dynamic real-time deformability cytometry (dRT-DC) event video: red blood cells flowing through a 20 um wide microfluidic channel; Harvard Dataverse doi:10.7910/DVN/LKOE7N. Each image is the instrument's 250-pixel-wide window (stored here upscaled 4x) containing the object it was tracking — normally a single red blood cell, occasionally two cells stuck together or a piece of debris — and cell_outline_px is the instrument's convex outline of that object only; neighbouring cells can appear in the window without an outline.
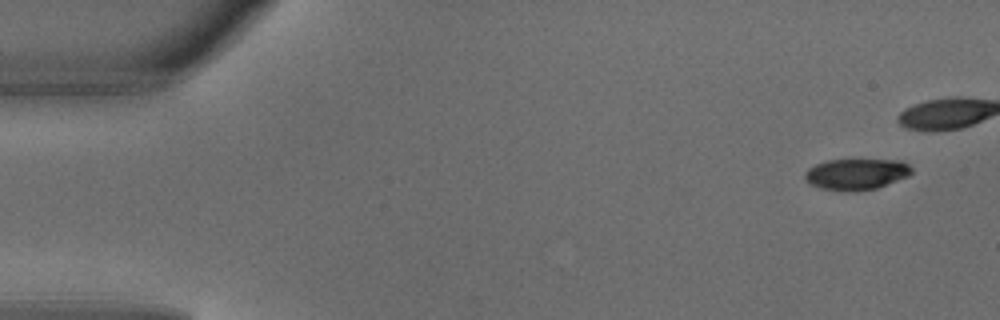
{"species": "common noctule bat (a hibernating species)", "species_latin": "Nyctalus noctula", "temperature_condition": "warm", "stored_images_in_passage": 4, "camera_frame_rate_fps": 3000, "um_per_image_px": 0.085, "animal": {"sex": "male", "body_mass_g": 18.8}, "frame": {"image": 1, "passage_image": 1, "time_ms": 0.0, "image_size_px": [1000, 320], "cell_outline_px": [[912, 172], [908, 176], [876, 188], [856, 192], [820, 188], [812, 184], [804, 176], [804, 172], [808, 168], [816, 164], [828, 160], [900, 160], [908, 164], [912, 168]], "centroid_in_image_um": [72.8, 14.8], "position_along_channel_um": 12.2, "area_um2": 19.19}}